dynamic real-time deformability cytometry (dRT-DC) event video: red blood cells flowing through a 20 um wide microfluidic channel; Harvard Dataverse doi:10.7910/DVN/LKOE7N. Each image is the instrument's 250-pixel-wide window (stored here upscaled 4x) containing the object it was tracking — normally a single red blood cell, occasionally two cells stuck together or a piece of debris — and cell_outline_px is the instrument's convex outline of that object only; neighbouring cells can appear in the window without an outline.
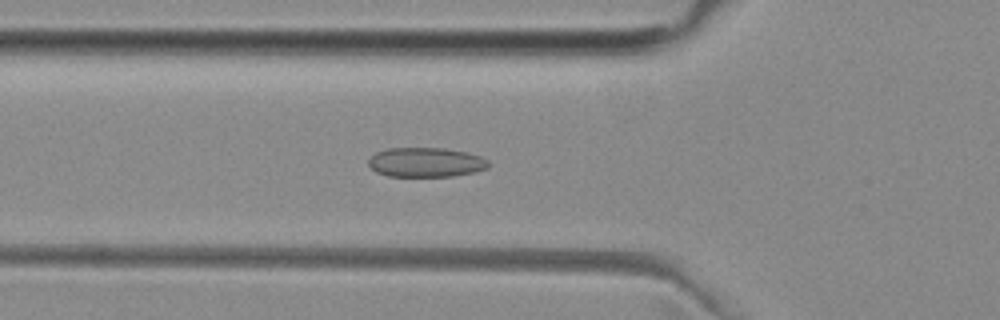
{"species": "common noctule bat (a hibernating species)", "species_latin": "Nyctalus noctula", "temperature_condition": "room temperature", "stored_images_in_passage": 52, "camera_frame_rate_fps": 3000, "um_per_image_px": 0.085, "animal": {"sex": "female", "body_mass_g": 29.2, "forearm_length_mm": 56.3}, "frame": {"image": 1, "passage_image": 18, "time_ms": 5.667, "image_size_px": [1000, 320], "cell_outline_px": [[488, 168], [476, 172], [452, 176], [388, 176], [376, 172], [368, 164], [368, 160], [376, 152], [388, 148], [444, 148], [464, 152], [480, 156], [488, 160]], "centroid_in_image_um": [36.19, 13.8], "position_along_channel_um": 89.6, "area_um2": 20.58}}
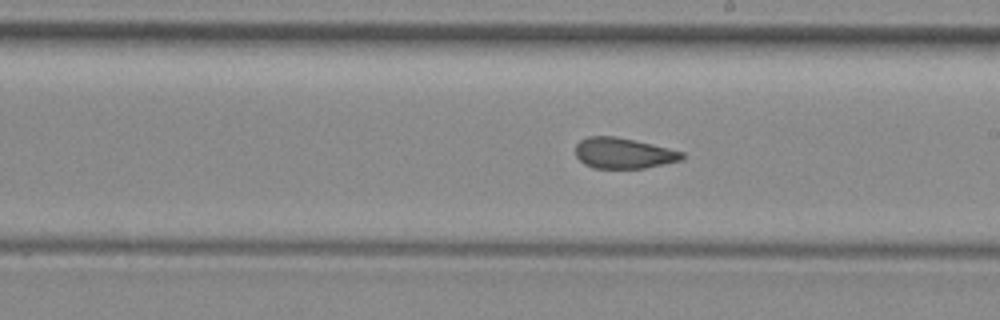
{"frame": {"image": 2, "passage_image": 29, "time_ms": 9.333, "image_size_px": [1000, 320], "cell_outline_px": [[684, 160], [644, 168], [592, 168], [584, 164], [576, 156], [576, 144], [580, 140], [588, 136], [616, 136], [652, 144], [684, 152]], "centroid_in_image_um": [53.0, 13.02], "position_along_channel_um": 236.0, "area_um2": 19.13}}
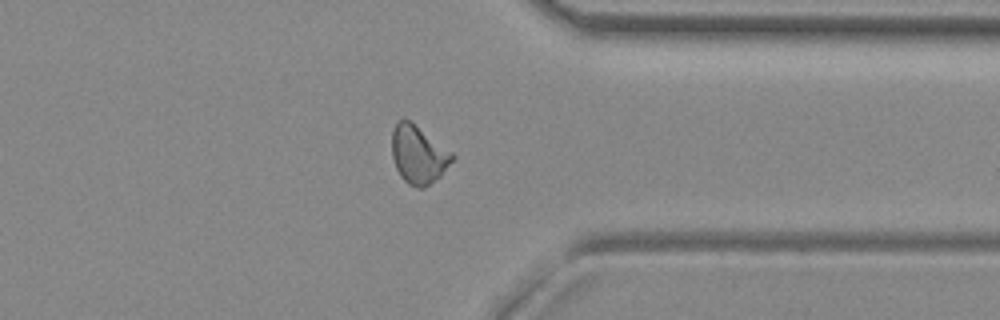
{"frame": {"image": 3, "passage_image": 40, "time_ms": 13.0, "image_size_px": [1000, 320], "cell_outline_px": [[456, 156], [440, 176], [424, 188], [416, 188], [408, 184], [400, 176], [396, 168], [392, 156], [392, 128], [396, 120], [408, 120], [452, 152]], "centroid_in_image_um": [35.54, 13.16], "position_along_channel_um": 375.9, "area_um2": 20.23}, "authors_computed_cell_mechanics": {"area_um2": 20.2589, "velocity_mm_per_s": 3.9898, "shape_relaxation_time_tau1_ms": null, "shape_relaxation_time_tau2_ms": 1.6879, "deformation_change_tau1": null, "deformation_change_tau2": 0.0766}}